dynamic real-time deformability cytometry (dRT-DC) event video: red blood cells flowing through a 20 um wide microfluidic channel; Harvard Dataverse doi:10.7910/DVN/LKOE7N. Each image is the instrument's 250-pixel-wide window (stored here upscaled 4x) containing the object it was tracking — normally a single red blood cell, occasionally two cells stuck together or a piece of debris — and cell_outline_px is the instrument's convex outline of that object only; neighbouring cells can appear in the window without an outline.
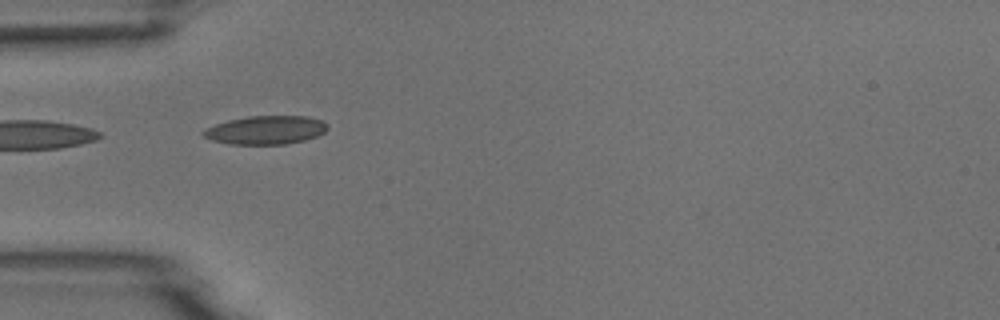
{"species": "common noctule bat (a hibernating species)", "species_latin": "Nyctalus noctula", "temperature_condition": "room temperature", "stored_images_in_passage": 7, "camera_frame_rate_fps": 3000, "um_per_image_px": 0.085, "animal": {"sex": "male", "body_mass_g": 18.8}, "frame": {"image": 1, "passage_image": 5, "time_ms": 4.333, "image_size_px": [1000, 320], "cell_outline_px": [[328, 128], [324, 132], [316, 136], [304, 140], [284, 144], [232, 144], [212, 140], [204, 136], [200, 132], [204, 128], [228, 120], [248, 116], [308, 116], [324, 120], [328, 124]], "centroid_in_image_um": [22.6, 11.04], "position_along_channel_um": 62.4, "area_um2": 20.69}}